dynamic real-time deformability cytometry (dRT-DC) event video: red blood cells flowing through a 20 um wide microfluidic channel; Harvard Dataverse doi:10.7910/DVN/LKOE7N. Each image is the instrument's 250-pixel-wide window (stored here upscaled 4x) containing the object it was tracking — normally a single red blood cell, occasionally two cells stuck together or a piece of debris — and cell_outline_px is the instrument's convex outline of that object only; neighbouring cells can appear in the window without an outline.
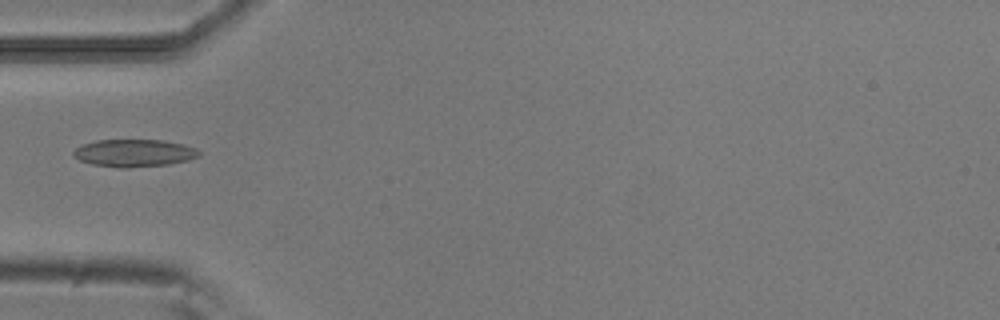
{"species": "common noctule bat (a hibernating species)", "species_latin": "Nyctalus noctula", "temperature_condition": "room temperature", "stored_images_in_passage": 37, "camera_frame_rate_fps": 3000, "um_per_image_px": 0.085, "animal": {"sex": "male", "body_mass_g": 20.5, "forearm_length_mm": 52.5}, "frame": {"image": 1, "passage_image": 1, "time_ms": 0.0, "image_size_px": [1000, 320], "cell_outline_px": [[200, 156], [188, 160], [168, 164], [128, 168], [116, 168], [92, 164], [80, 160], [72, 152], [80, 144], [96, 140], [160, 140], [184, 144], [196, 148], [200, 152]], "centroid_in_image_um": [11.4, 13.01], "position_along_channel_um": 73.6, "area_um2": 20.17}}
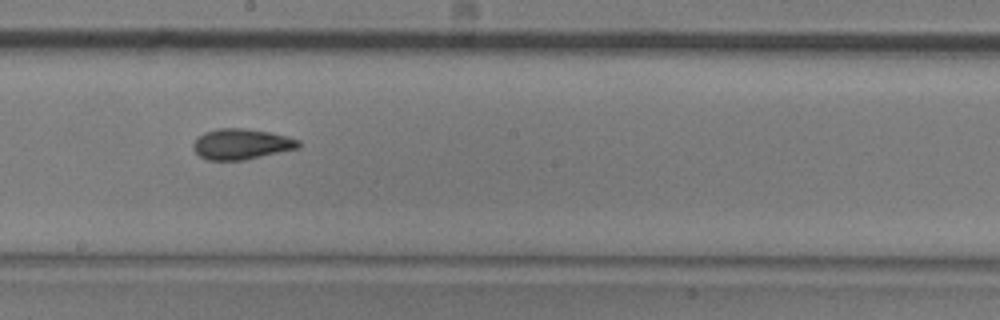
{"frame": {"image": 2, "passage_image": 13, "time_ms": 4.0, "image_size_px": [1000, 320], "cell_outline_px": [[300, 148], [244, 160], [208, 160], [200, 156], [192, 148], [192, 144], [196, 136], [204, 132], [216, 128], [240, 128], [268, 132], [288, 136], [300, 140]], "centroid_in_image_um": [20.5, 12.24], "position_along_channel_um": 227.7, "area_um2": 18.96}}
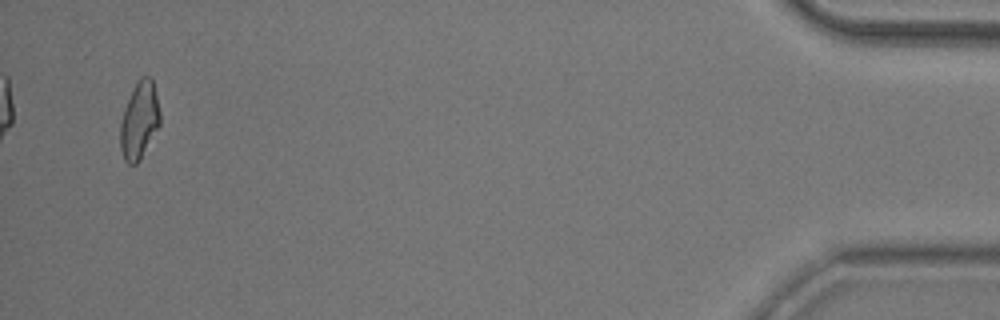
{"frame": {"image": 3, "passage_image": 35, "time_ms": 11.333, "image_size_px": [1000, 320], "cell_outline_px": [[160, 124], [140, 160], [136, 164], [128, 164], [124, 160], [120, 148], [120, 120], [124, 108], [140, 76], [152, 76], [160, 112]], "centroid_in_image_um": [11.84, 10.24], "position_along_channel_um": 423.4, "area_um2": 17.86}}